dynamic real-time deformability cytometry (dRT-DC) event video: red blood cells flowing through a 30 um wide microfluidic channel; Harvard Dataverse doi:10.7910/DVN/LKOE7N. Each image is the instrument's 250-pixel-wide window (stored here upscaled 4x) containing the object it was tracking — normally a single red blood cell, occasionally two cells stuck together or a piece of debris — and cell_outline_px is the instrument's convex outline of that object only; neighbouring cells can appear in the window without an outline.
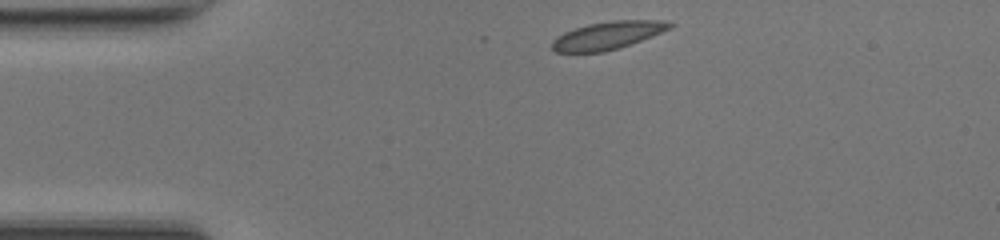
{"species": "common noctule bat (a hibernating species)", "species_latin": "Nyctalus noctula", "temperature_condition": "room temperature", "stored_images_in_passage": 3, "camera_frame_rate_fps": 3000, "um_per_image_px": 0.085, "animal": {"sex": "female", "body_mass_g": 17.0, "forearm_length_mm": 48.0}, "frame": {"image": 1, "passage_image": 1, "time_ms": 0.0, "image_size_px": [1000, 240], "cell_outline_px": [[676, 24], [672, 28], [652, 36], [604, 52], [556, 52], [552, 48], [552, 40], [556, 36], [564, 32], [588, 24], [612, 20], [664, 20]], "centroid_in_image_um": [51.67, 2.99], "position_along_channel_um": 33.3, "area_um2": 18.96}}